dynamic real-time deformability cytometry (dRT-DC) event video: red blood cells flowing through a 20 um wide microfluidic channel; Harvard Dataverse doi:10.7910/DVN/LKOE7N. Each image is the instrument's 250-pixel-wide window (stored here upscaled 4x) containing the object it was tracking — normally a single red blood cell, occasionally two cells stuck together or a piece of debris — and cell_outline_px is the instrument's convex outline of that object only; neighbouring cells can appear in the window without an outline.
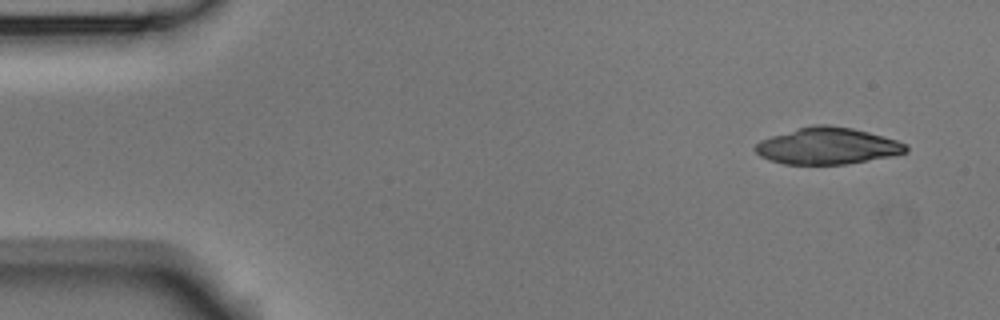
{"species": "Egyptian fruit bat (a non-hibernating species)", "species_latin": "Rousettus aegyptiacus", "temperature_condition": "room temperature", "stored_images_in_passage": 3, "camera_frame_rate_fps": 3000, "um_per_image_px": 0.085, "animal": {"sex": "male"}, "frame": {"image": 1, "passage_image": 1, "time_ms": 0.0, "image_size_px": [1000, 320], "cell_outline_px": [[908, 152], [892, 156], [844, 164], [784, 164], [760, 156], [752, 148], [760, 140], [796, 128], [816, 124], [828, 124], [852, 128], [868, 132], [896, 140], [908, 144]], "centroid_in_image_um": [70.33, 12.4], "position_along_channel_um": 14.7, "area_um2": 32.08}}